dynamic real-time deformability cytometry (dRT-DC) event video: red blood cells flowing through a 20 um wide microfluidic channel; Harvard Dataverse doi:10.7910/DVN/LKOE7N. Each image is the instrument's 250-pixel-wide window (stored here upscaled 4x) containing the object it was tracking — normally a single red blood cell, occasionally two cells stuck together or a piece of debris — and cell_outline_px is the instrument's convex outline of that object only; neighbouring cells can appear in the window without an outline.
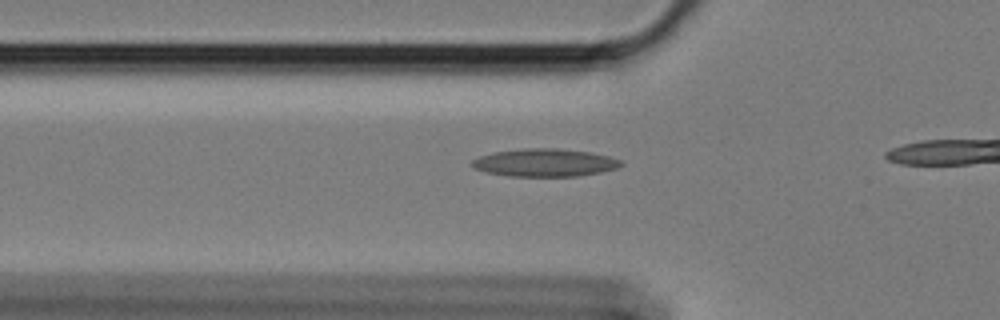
{"species": "Egyptian fruit bat (a non-hibernating species)", "species_latin": "Rousettus aegyptiacus", "temperature_condition": "cold", "stored_images_in_passage": 16, "camera_frame_rate_fps": 3000, "um_per_image_px": 0.085, "animal": {"sex": "female"}, "frame": {"image": 1, "passage_image": 10, "time_ms": 3.0, "image_size_px": [1000, 320], "cell_outline_px": [[624, 164], [616, 168], [600, 172], [576, 176], [512, 176], [488, 172], [476, 168], [472, 164], [472, 160], [480, 156], [492, 152], [524, 148], [556, 148], [588, 152], [608, 156], [620, 160]], "centroid_in_image_um": [46.31, 13.82], "position_along_channel_um": 79.5, "area_um2": 23.81}}
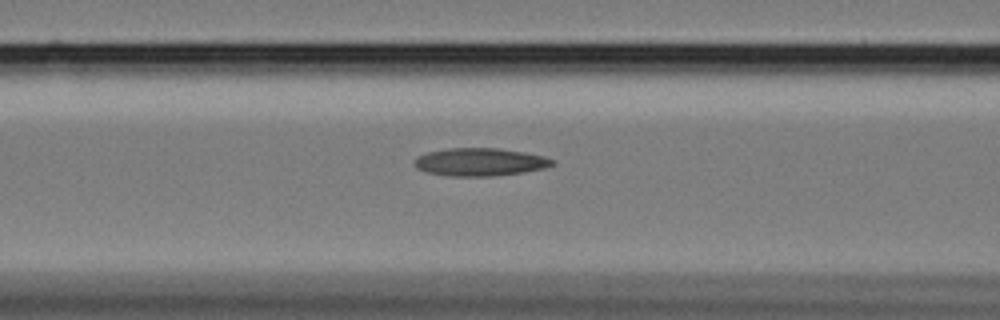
{"frame": {"image": 2, "passage_image": 14, "time_ms": 4.333, "image_size_px": [1000, 320], "cell_outline_px": [[556, 164], [544, 168], [520, 172], [492, 176], [452, 176], [428, 172], [416, 168], [412, 164], [412, 160], [416, 156], [428, 152], [448, 148], [500, 148], [524, 152], [544, 156], [556, 160]], "centroid_in_image_um": [40.78, 13.76], "position_along_channel_um": 125.8, "area_um2": 22.48}}